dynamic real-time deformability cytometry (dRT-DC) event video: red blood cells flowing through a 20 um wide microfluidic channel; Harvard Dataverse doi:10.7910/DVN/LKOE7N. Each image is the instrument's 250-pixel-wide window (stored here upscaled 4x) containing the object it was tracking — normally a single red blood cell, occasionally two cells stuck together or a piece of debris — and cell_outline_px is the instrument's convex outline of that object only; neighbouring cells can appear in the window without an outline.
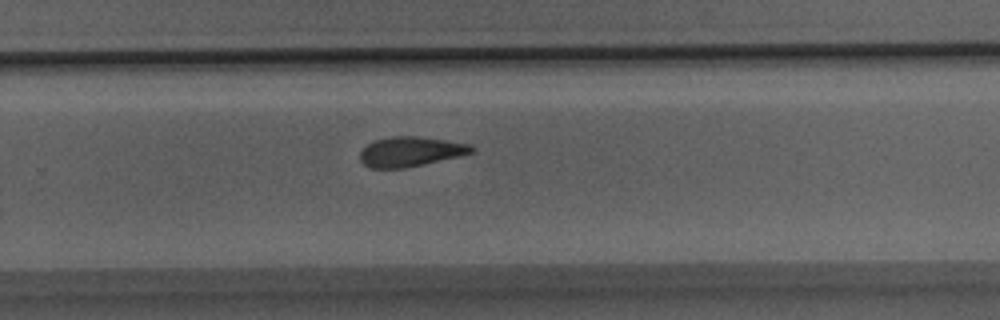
{"species": "Egyptian fruit bat (a non-hibernating species)", "species_latin": "Rousettus aegyptiacus", "temperature_condition": "room temperature", "stored_images_in_passage": 22, "camera_frame_rate_fps": 3000, "um_per_image_px": 0.085, "animal": {"sex": "male"}, "frame": {"image": 1, "passage_image": 13, "time_ms": 4.0, "image_size_px": [1000, 320], "cell_outline_px": [[476, 152], [424, 164], [404, 168], [368, 168], [360, 160], [360, 152], [368, 144], [376, 140], [392, 136], [416, 136], [472, 144], [476, 148]], "centroid_in_image_um": [34.92, 12.89], "position_along_channel_um": 294.9, "area_um2": 19.36}}
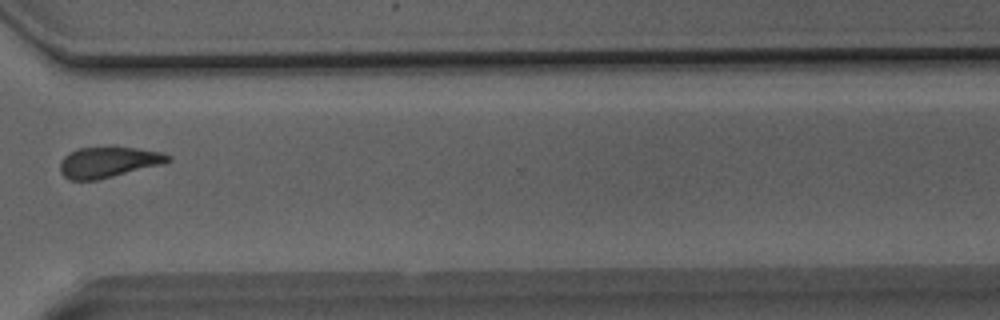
{"frame": {"image": 2, "passage_image": 16, "time_ms": 5.0, "image_size_px": [1000, 320], "cell_outline_px": [[172, 160], [160, 164], [96, 180], [68, 180], [60, 172], [60, 160], [68, 152], [76, 148], [108, 144], [164, 152], [172, 156]], "centroid_in_image_um": [9.17, 13.72], "position_along_channel_um": 361.4, "area_um2": 19.94}}